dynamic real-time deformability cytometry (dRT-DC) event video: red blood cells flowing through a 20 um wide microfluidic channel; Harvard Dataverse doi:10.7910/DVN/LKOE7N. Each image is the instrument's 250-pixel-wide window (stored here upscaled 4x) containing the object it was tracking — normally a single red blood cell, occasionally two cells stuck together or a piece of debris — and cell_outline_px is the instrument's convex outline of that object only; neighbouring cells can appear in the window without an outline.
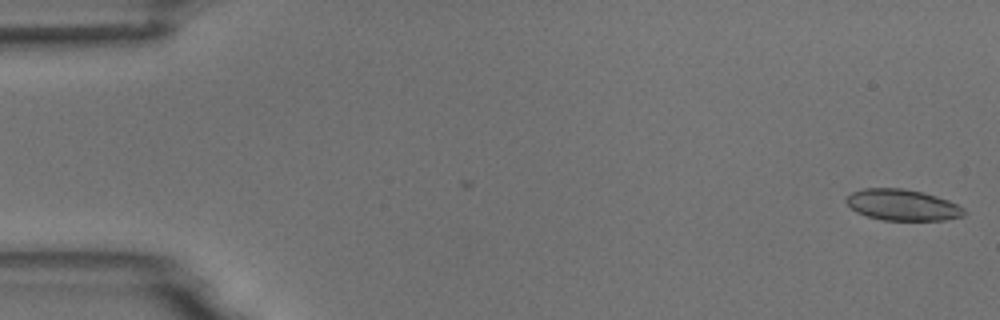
{"species": "common noctule bat (a hibernating species)", "species_latin": "Nyctalus noctula", "temperature_condition": "room temperature", "stored_images_in_passage": 5, "camera_frame_rate_fps": 3000, "um_per_image_px": 0.085, "animal": {"sex": "male", "body_mass_g": 18.8}, "frame": {"image": 1, "passage_image": 1, "time_ms": 0.0, "image_size_px": [1000, 320], "cell_outline_px": [[968, 212], [964, 216], [944, 220], [880, 220], [856, 212], [844, 200], [852, 192], [864, 188], [904, 188], [936, 196], [948, 200], [964, 208]], "centroid_in_image_um": [76.72, 17.42], "position_along_channel_um": 8.3, "area_um2": 21.39}}
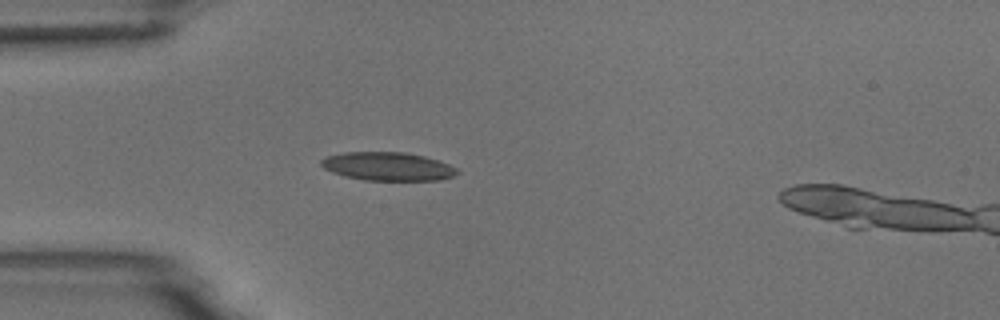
{"frame": {"image": 2, "passage_image": 5, "time_ms": 4.667, "image_size_px": [1000, 320], "cell_outline_px": [[460, 172], [452, 176], [440, 180], [364, 180], [344, 176], [332, 172], [324, 168], [320, 164], [320, 160], [324, 156], [344, 152], [404, 152], [424, 156], [448, 164], [456, 168]], "centroid_in_image_um": [32.92, 14.14], "position_along_channel_um": 52.1, "area_um2": 22.54}}